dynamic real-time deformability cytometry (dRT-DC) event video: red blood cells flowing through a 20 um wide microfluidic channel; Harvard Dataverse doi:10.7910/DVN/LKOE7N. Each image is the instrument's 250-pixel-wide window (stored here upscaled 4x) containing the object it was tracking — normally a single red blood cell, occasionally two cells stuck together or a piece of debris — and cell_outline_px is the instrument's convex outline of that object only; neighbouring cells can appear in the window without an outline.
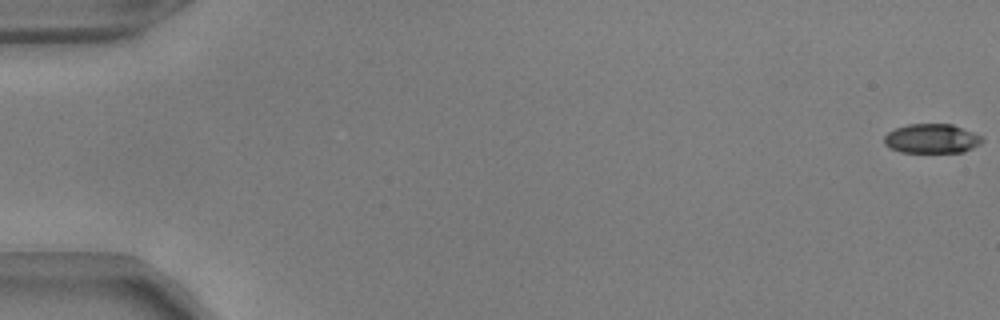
{"species": "common noctule bat (a hibernating species)", "species_latin": "Nyctalus noctula", "temperature_condition": "warm", "stored_images_in_passage": 19, "camera_frame_rate_fps": 3000, "um_per_image_px": 0.085, "animal": {"sex": "male", "body_mass_g": 17.9, "forearm_length_mm": 54.2}, "frame": {"image": 1, "passage_image": 1, "time_ms": 0.0, "image_size_px": [1000, 320], "cell_outline_px": [[984, 140], [980, 144], [964, 152], [900, 152], [888, 148], [884, 144], [884, 136], [888, 132], [896, 128], [908, 124], [952, 124], [984, 136]], "centroid_in_image_um": [79.2, 11.78], "position_along_channel_um": 5.8, "area_um2": 16.94}}
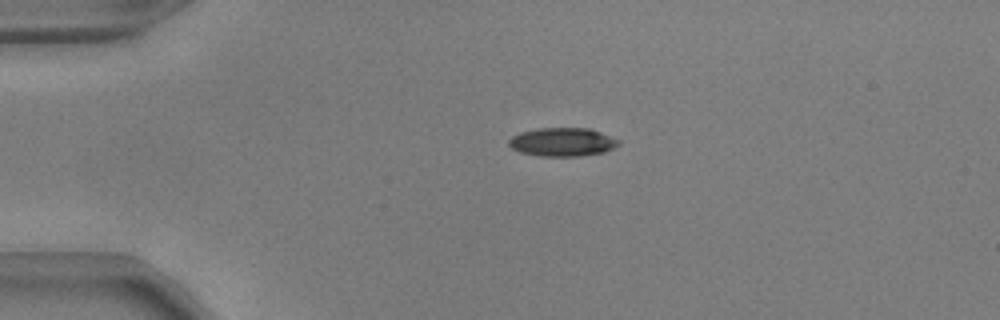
{"frame": {"image": 2, "passage_image": 13, "time_ms": 4.0, "image_size_px": [1000, 320], "cell_outline_px": [[620, 144], [604, 152], [580, 156], [540, 156], [520, 152], [512, 148], [508, 144], [508, 140], [512, 136], [520, 132], [540, 128], [588, 128], [600, 132], [620, 140]], "centroid_in_image_um": [47.8, 12.07], "position_along_channel_um": 37.2, "area_um2": 18.21}}